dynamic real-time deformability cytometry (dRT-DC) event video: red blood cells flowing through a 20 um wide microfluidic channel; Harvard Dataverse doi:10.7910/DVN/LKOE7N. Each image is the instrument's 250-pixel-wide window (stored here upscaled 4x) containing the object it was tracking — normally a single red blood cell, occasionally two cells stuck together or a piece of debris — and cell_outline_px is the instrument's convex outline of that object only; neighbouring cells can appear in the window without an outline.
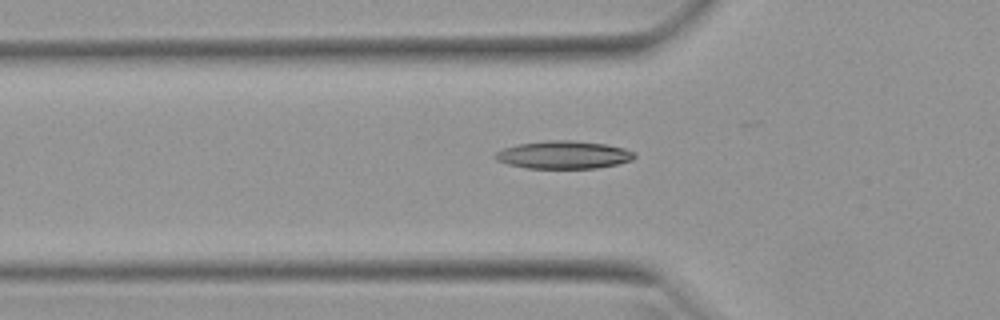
{"species": "Egyptian fruit bat (a non-hibernating species)", "species_latin": "Rousettus aegyptiacus", "temperature_condition": "warm", "stored_images_in_passage": 46, "camera_frame_rate_fps": 3000, "um_per_image_px": 0.085, "animal": {"sex": "female"}, "frame": {"image": 1, "passage_image": 17, "time_ms": 5.333, "image_size_px": [1000, 320], "cell_outline_px": [[636, 156], [632, 160], [616, 164], [596, 168], [524, 168], [508, 164], [496, 160], [492, 156], [496, 152], [504, 148], [520, 144], [548, 140], [568, 140], [604, 144], [624, 148], [636, 152]], "centroid_in_image_um": [47.9, 13.16], "position_along_channel_um": 77.9, "area_um2": 22.48}}
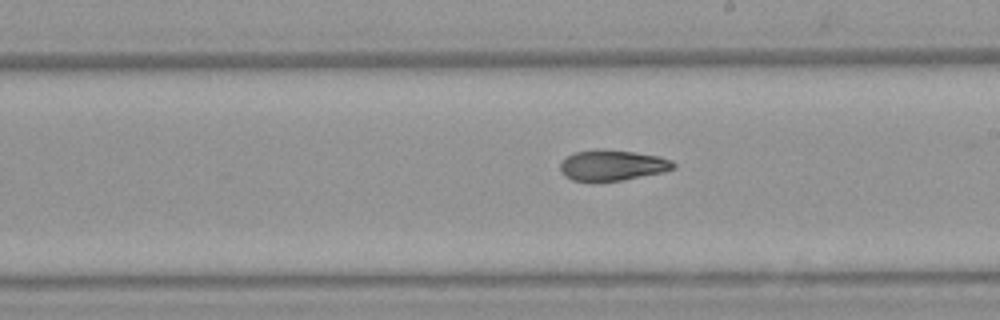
{"frame": {"image": 2, "passage_image": 29, "time_ms": 9.333, "image_size_px": [1000, 320], "cell_outline_px": [[676, 168], [664, 172], [620, 180], [572, 180], [564, 176], [560, 172], [560, 164], [568, 156], [576, 152], [600, 148], [632, 152], [660, 156], [672, 160], [676, 164]], "centroid_in_image_um": [52.08, 14.03], "position_along_channel_um": 236.9, "area_um2": 20.06}}
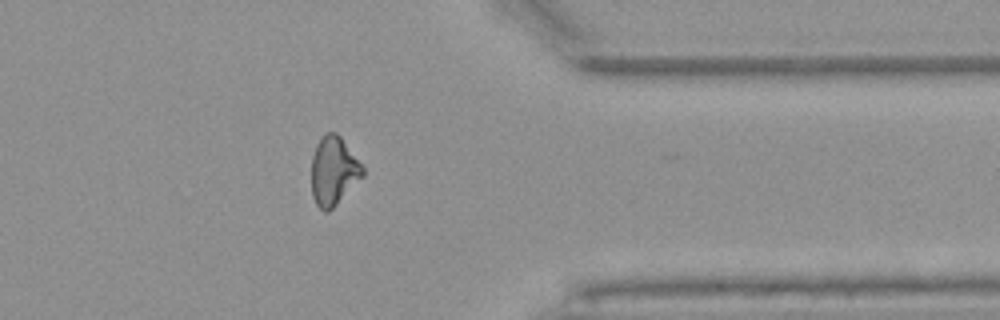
{"frame": {"image": 3, "passage_image": 41, "time_ms": 13.333, "image_size_px": [1000, 320], "cell_outline_px": [[364, 176], [328, 212], [324, 212], [316, 204], [312, 196], [312, 156], [316, 144], [324, 132], [336, 132], [340, 136], [364, 168]], "centroid_in_image_um": [28.34, 14.52], "position_along_channel_um": 383.1, "area_um2": 20.4}, "authors_computed_cell_mechanics": {"area_um2": 20.6635, "velocity_mm_per_s": 3.9658, "shape_relaxation_time_tau1_ms": 6.7612, "shape_relaxation_time_tau2_ms": 3.5535, "deformation_change_tau1": 0.2141, "deformation_change_tau2": 0.1122}}